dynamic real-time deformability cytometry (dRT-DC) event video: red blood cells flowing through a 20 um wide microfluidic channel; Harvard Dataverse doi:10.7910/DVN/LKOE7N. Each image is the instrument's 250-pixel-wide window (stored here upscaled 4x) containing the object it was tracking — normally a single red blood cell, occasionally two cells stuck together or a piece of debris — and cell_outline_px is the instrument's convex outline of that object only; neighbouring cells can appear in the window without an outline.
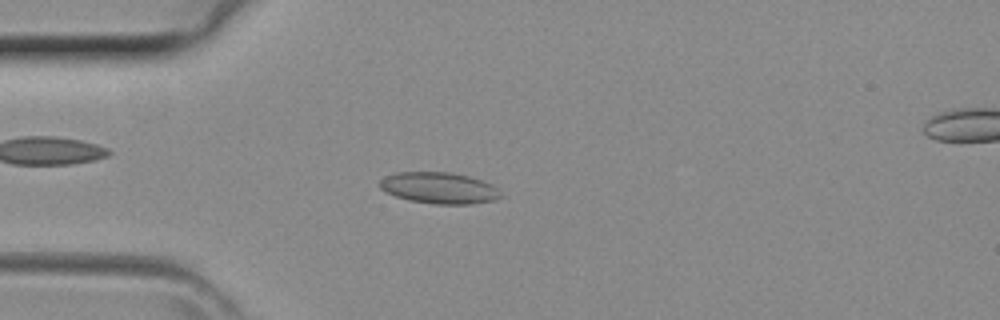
{"species": "common noctule bat (a hibernating species)", "species_latin": "Nyctalus noctula", "temperature_condition": "room temperature", "stored_images_in_passage": 31, "camera_frame_rate_fps": 3000, "um_per_image_px": 0.085, "animal": {"sex": "female", "body_mass_g": 29.2, "forearm_length_mm": 56.3}, "frame": {"image": 1, "passage_image": 6, "time_ms": 1.667, "image_size_px": [1000, 320], "cell_outline_px": [[504, 196], [496, 200], [472, 204], [436, 204], [408, 200], [396, 196], [380, 188], [380, 180], [384, 176], [396, 172], [452, 172], [468, 176], [492, 184]], "centroid_in_image_um": [37.35, 15.98], "position_along_channel_um": 47.7, "area_um2": 22.14}}
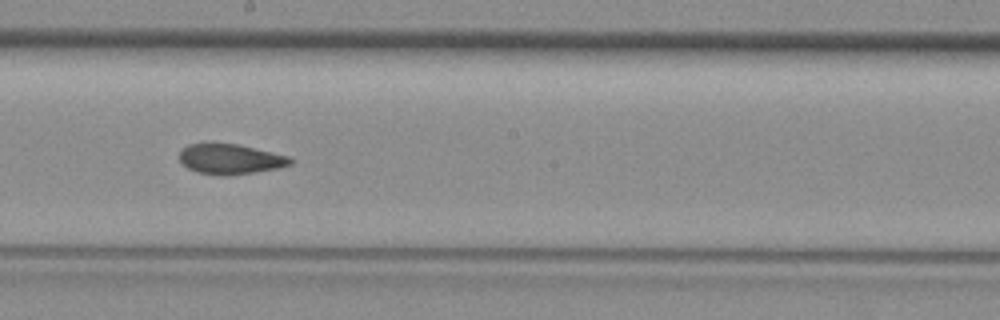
{"frame": {"image": 2, "passage_image": 18, "time_ms": 5.667, "image_size_px": [1000, 320], "cell_outline_px": [[292, 164], [276, 168], [252, 172], [224, 176], [220, 176], [196, 172], [188, 168], [180, 160], [180, 148], [188, 144], [236, 144], [288, 156], [292, 160]], "centroid_in_image_um": [19.53, 13.53], "position_along_channel_um": 228.7, "area_um2": 19.13}}
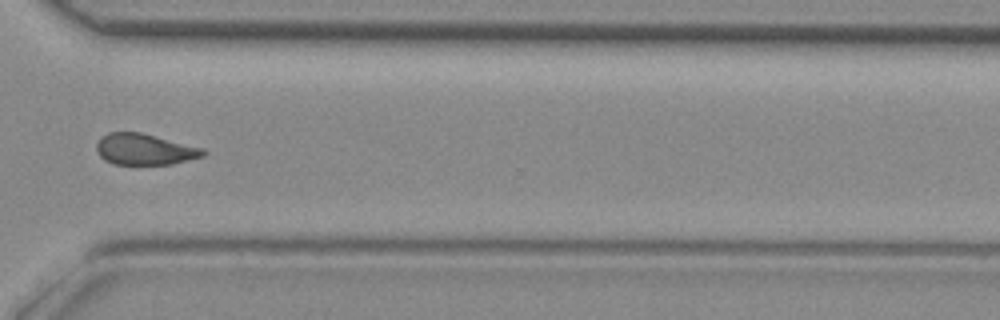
{"frame": {"image": 3, "passage_image": 26, "time_ms": 8.333, "image_size_px": [1000, 320], "cell_outline_px": [[208, 152], [204, 156], [172, 164], [112, 164], [104, 160], [100, 156], [96, 148], [96, 144], [100, 136], [108, 132], [140, 132], [204, 148]], "centroid_in_image_um": [12.29, 12.69], "position_along_channel_um": 358.3, "area_um2": 19.48}}